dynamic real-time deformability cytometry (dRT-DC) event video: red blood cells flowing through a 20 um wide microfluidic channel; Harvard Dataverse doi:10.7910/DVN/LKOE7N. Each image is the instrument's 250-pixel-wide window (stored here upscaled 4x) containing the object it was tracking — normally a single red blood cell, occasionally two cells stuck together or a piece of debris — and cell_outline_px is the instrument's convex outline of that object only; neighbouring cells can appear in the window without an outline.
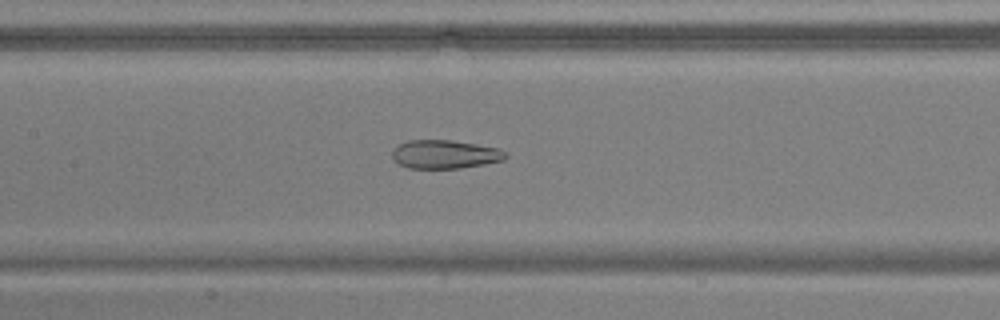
{"species": "common noctule bat (a hibernating species)", "species_latin": "Nyctalus noctula", "temperature_condition": "warm", "stored_images_in_passage": 54, "camera_frame_rate_fps": 3000, "um_per_image_px": 0.085, "animal": {"sex": "male", "body_mass_g": 17.9, "forearm_length_mm": 54.2}, "frame": {"image": 1, "passage_image": 26, "time_ms": 8.333, "image_size_px": [1000, 320], "cell_outline_px": [[508, 156], [504, 160], [484, 164], [460, 168], [408, 168], [400, 164], [392, 156], [392, 152], [400, 144], [408, 140], [452, 140], [500, 148]], "centroid_in_image_um": [37.85, 13.11], "position_along_channel_um": 169.5, "area_um2": 18.73}}
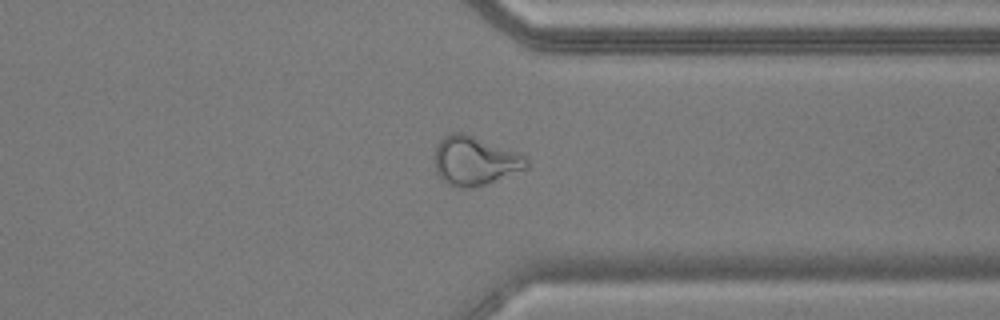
{"frame": {"image": 2, "passage_image": 42, "time_ms": 13.667, "image_size_px": [1000, 320], "cell_outline_px": [[528, 168], [488, 184], [476, 188], [460, 188], [448, 184], [436, 172], [436, 144], [444, 136], [456, 132], [460, 132], [472, 136], [528, 156]], "centroid_in_image_um": [40.39, 13.7], "position_along_channel_um": 371.0, "area_um2": 26.07}}
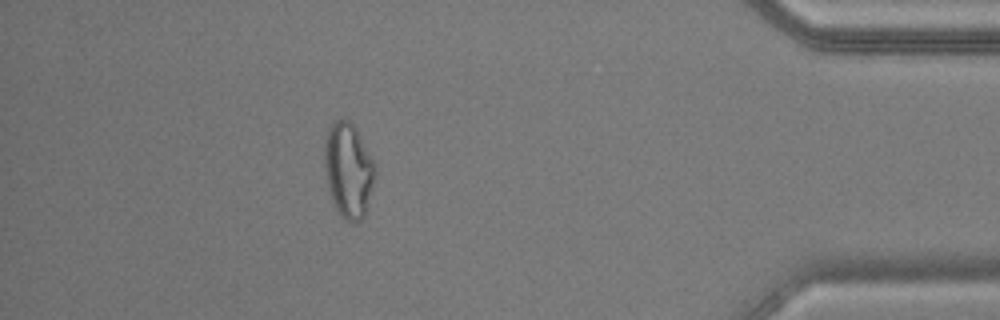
{"frame": {"image": 3, "passage_image": 48, "time_ms": 15.667, "image_size_px": [1000, 320], "cell_outline_px": [[372, 184], [364, 216], [360, 220], [352, 224], [336, 208], [332, 200], [328, 188], [324, 164], [324, 140], [328, 128], [332, 120], [344, 116], [356, 128], [372, 160]], "centroid_in_image_um": [29.54, 14.38], "position_along_channel_um": 405.7, "area_um2": 27.34}, "authors_computed_cell_mechanics": {"area_um2": 26.3279, "velocity_mm_per_s": 3.805, "shape_relaxation_time_tau1_ms": null, "shape_relaxation_time_tau2_ms": 1.5352, "deformation_change_tau1": null, "deformation_change_tau2": 0.0974}}